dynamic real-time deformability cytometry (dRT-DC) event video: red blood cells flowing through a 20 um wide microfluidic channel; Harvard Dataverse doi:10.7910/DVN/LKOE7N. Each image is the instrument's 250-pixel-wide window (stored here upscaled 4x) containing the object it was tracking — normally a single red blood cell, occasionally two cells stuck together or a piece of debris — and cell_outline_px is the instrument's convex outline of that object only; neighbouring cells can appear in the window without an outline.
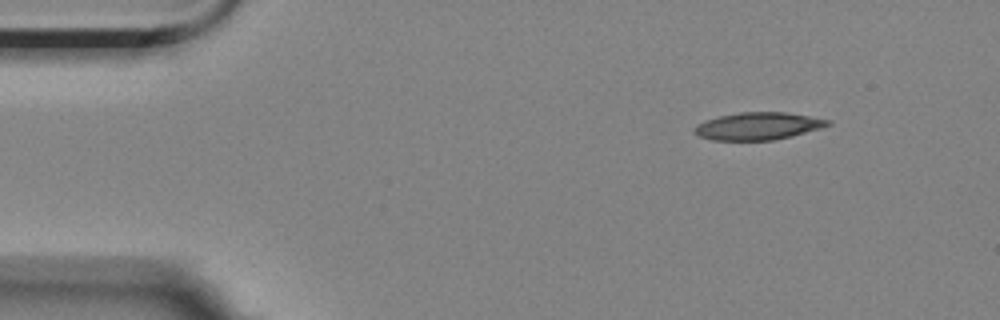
{"species": "Egyptian fruit bat (a non-hibernating species)", "species_latin": "Rousettus aegyptiacus", "temperature_condition": "room temperature", "stored_images_in_passage": 4, "segment_of_instrument_passage": [1, 2], "camera_frame_rate_fps": 3000, "um_per_image_px": 0.085, "animal": {"sex": "female"}, "frame": {"image": 1, "passage_image": 1, "time_ms": 0.0, "image_size_px": [1000, 320], "cell_outline_px": [[832, 124], [820, 128], [792, 136], [772, 140], [712, 140], [700, 136], [692, 132], [692, 128], [696, 124], [720, 116], [740, 112], [784, 112], [832, 120]], "centroid_in_image_um": [64.42, 10.72], "position_along_channel_um": 20.6, "area_um2": 21.21}}